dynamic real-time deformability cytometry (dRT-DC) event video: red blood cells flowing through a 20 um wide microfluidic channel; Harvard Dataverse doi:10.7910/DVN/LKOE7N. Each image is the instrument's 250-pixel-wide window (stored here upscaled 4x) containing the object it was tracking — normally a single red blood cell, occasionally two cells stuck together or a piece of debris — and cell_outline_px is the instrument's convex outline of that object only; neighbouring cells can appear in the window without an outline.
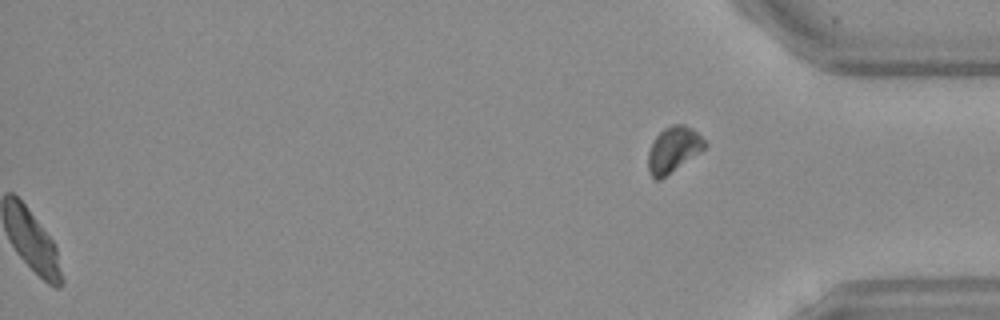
{"species": "Egyptian fruit bat (a non-hibernating species)", "species_latin": "Rousettus aegyptiacus", "temperature_condition": "warm", "stored_images_in_passage": 47, "segment_of_instrument_passage": [2, 2], "camera_frame_rate_fps": 3000, "um_per_image_px": 0.085, "frame": {"image": 1, "passage_image": 47, "time_ms": 15.333, "image_size_px": [1000, 320], "cell_outline_px": [[708, 144], [700, 152], [660, 180], [656, 180], [648, 172], [648, 152], [656, 136], [664, 128], [672, 124], [684, 124], [692, 128]], "centroid_in_image_um": [57.23, 12.71], "position_along_channel_um": 378.0, "area_um2": 14.91}}